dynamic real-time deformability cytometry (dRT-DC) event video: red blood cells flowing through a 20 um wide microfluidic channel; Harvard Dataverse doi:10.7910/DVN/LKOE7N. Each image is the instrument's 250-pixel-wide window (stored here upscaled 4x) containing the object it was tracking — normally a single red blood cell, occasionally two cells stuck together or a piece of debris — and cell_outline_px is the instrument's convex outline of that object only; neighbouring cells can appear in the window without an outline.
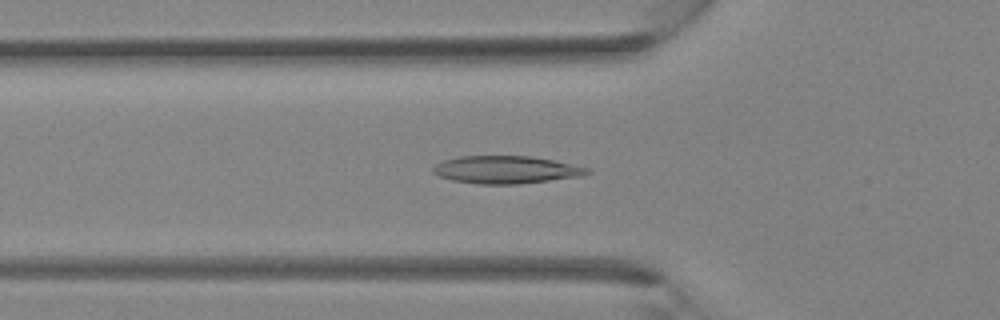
{"species": "Egyptian fruit bat (a non-hibernating species)", "species_latin": "Rousettus aegyptiacus", "temperature_condition": "room temperature", "stored_images_in_passage": 36, "camera_frame_rate_fps": 3000, "um_per_image_px": 0.085, "animal": {"sex": "female"}, "frame": {"image": 1, "passage_image": 12, "time_ms": 3.667, "image_size_px": [1000, 320], "cell_outline_px": [[592, 172], [584, 176], [520, 184], [476, 184], [452, 180], [436, 176], [432, 172], [432, 168], [436, 164], [444, 160], [456, 156], [532, 156], [572, 164], [588, 168]], "centroid_in_image_um": [42.99, 14.43], "position_along_channel_um": 82.8, "area_um2": 25.09}}
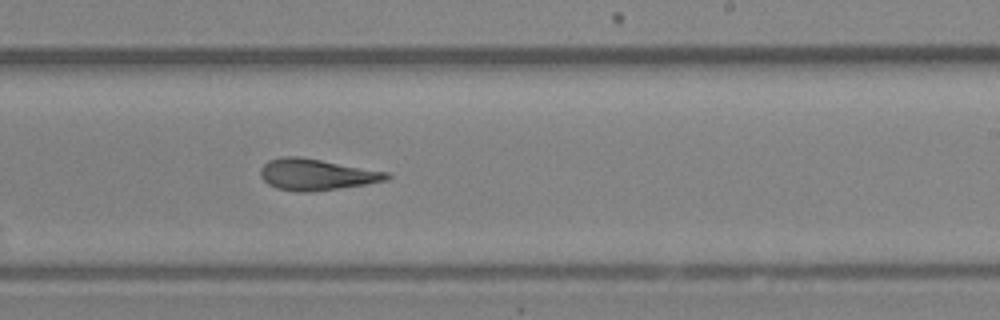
{"frame": {"image": 2, "passage_image": 22, "time_ms": 7.0, "image_size_px": [1000, 320], "cell_outline_px": [[392, 176], [388, 180], [364, 184], [308, 192], [296, 192], [276, 188], [268, 184], [260, 176], [260, 168], [268, 160], [284, 156], [300, 156], [388, 172]], "centroid_in_image_um": [26.86, 14.82], "position_along_channel_um": 262.1, "area_um2": 22.95}}
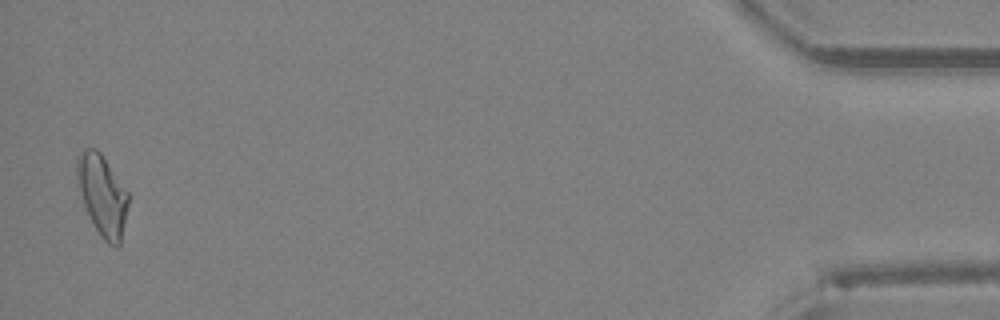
{"frame": {"image": 3, "passage_image": 36, "time_ms": 11.667, "image_size_px": [1000, 320], "cell_outline_px": [[128, 204], [120, 244], [116, 248], [108, 244], [100, 236], [84, 204], [80, 192], [76, 172], [76, 160], [80, 152], [84, 148], [96, 148], [100, 152], [128, 192]], "centroid_in_image_um": [8.7, 16.58], "position_along_channel_um": 426.5, "area_um2": 23.76}}